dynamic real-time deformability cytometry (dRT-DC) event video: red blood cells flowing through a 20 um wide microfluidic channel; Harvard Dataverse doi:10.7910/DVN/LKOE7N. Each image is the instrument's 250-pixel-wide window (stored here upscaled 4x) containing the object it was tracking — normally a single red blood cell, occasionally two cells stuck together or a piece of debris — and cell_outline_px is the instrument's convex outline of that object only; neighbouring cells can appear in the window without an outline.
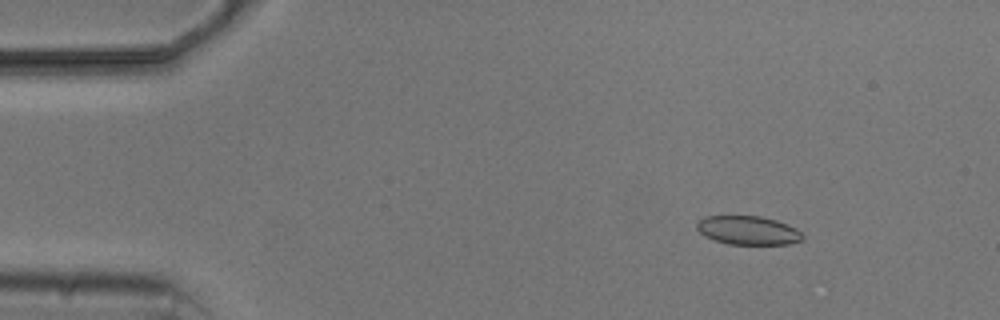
{"species": "common noctule bat (a hibernating species)", "species_latin": "Nyctalus noctula", "temperature_condition": "cold", "stored_images_in_passage": 9, "camera_frame_rate_fps": 3000, "um_per_image_px": 0.085, "animal": {"sex": "male", "body_mass_g": 20.5, "forearm_length_mm": 52.5}, "frame": {"image": 1, "passage_image": 2, "time_ms": 1.333, "image_size_px": [1000, 320], "cell_outline_px": [[804, 240], [788, 244], [728, 244], [704, 236], [696, 228], [696, 224], [704, 216], [760, 216], [776, 220], [796, 228], [804, 236]], "centroid_in_image_um": [63.59, 19.58], "position_along_channel_um": 21.4, "area_um2": 17.69}}
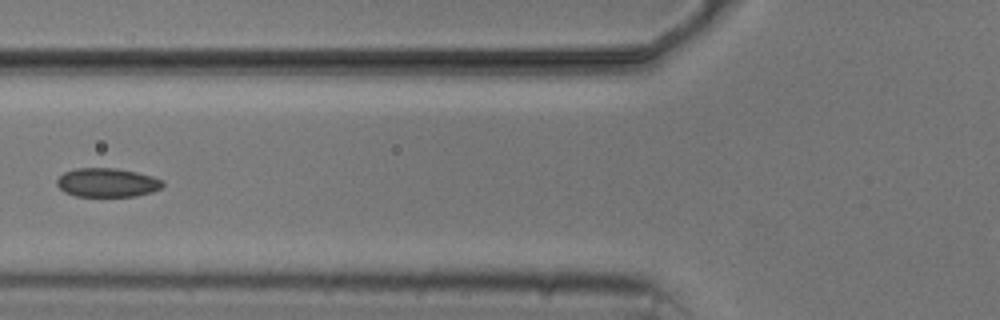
{"frame": {"image": 2, "passage_image": 6, "time_ms": 6.0, "image_size_px": [1000, 320], "cell_outline_px": [[164, 184], [160, 188], [152, 192], [136, 196], [76, 196], [64, 192], [56, 184], [56, 180], [64, 172], [76, 168], [116, 168], [136, 172], [152, 176], [164, 180]], "centroid_in_image_um": [9.11, 15.52], "position_along_channel_um": 116.7, "area_um2": 17.86}}
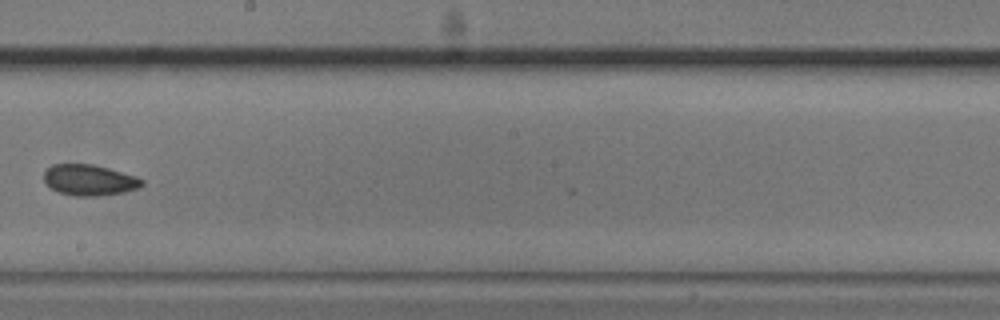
{"frame": {"image": 3, "passage_image": 9, "time_ms": 9.333, "image_size_px": [1000, 320], "cell_outline_px": [[144, 184], [136, 188], [124, 192], [100, 196], [72, 196], [60, 192], [52, 188], [44, 180], [44, 172], [52, 164], [92, 164], [108, 168], [136, 176], [144, 180]], "centroid_in_image_um": [7.6, 15.3], "position_along_channel_um": 240.6, "area_um2": 17.57}}